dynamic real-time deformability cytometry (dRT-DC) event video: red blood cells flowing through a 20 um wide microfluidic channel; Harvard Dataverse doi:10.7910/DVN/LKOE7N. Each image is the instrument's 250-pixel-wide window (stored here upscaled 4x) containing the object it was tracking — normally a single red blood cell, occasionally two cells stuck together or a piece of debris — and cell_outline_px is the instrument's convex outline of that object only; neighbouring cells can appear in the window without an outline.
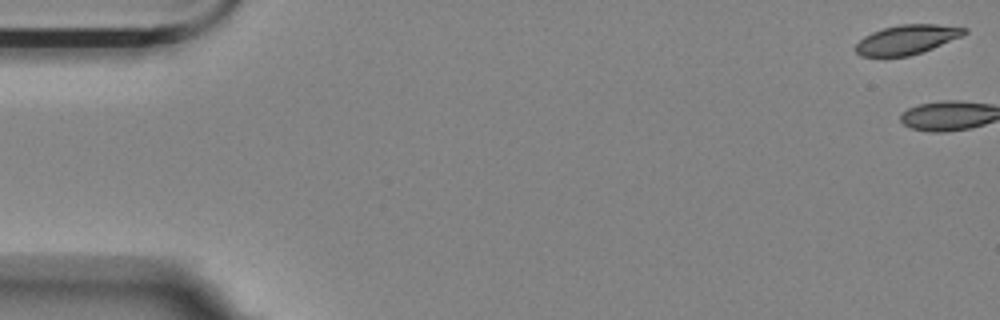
{"species": "Egyptian fruit bat (a non-hibernating species)", "species_latin": "Rousettus aegyptiacus", "temperature_condition": "room temperature", "stored_images_in_passage": 6, "camera_frame_rate_fps": 3000, "um_per_image_px": 0.085, "animal": {"sex": "female"}, "frame": {"image": 1, "passage_image": 1, "time_ms": 0.0, "image_size_px": [1000, 320], "cell_outline_px": [[968, 32], [960, 36], [932, 48], [908, 56], [860, 56], [856, 52], [856, 44], [864, 36], [872, 32], [884, 28], [900, 24], [936, 24], [968, 28]], "centroid_in_image_um": [77.07, 3.35], "position_along_channel_um": 7.9, "area_um2": 18.32}}